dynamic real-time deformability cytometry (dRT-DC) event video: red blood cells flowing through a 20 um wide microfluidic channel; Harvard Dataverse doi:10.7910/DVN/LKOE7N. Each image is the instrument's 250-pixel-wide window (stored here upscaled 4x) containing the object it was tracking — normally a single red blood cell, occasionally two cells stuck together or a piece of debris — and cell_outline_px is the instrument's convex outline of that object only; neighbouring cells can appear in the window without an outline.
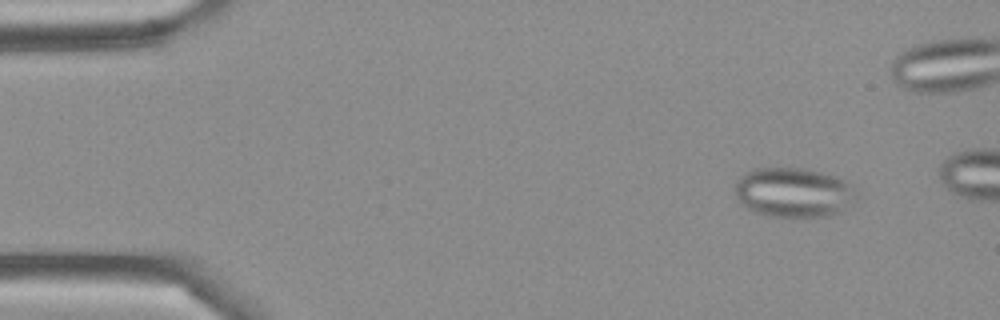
{"species": "Egyptian fruit bat (a non-hibernating species)", "species_latin": "Rousettus aegyptiacus", "temperature_condition": "cold", "stored_images_in_passage": 12, "camera_frame_rate_fps": 3000, "um_per_image_px": 0.085, "frame": {"image": 1, "passage_image": 4, "time_ms": 1.0, "image_size_px": [1000, 320], "cell_outline_px": [[860, 196], [856, 200], [836, 212], [828, 216], [800, 220], [764, 216], [748, 208], [736, 196], [732, 188], [732, 184], [744, 172], [756, 168], [804, 168], [836, 176], [844, 180]], "centroid_in_image_um": [67.41, 16.39], "position_along_channel_um": 17.6, "area_um2": 36.01}}